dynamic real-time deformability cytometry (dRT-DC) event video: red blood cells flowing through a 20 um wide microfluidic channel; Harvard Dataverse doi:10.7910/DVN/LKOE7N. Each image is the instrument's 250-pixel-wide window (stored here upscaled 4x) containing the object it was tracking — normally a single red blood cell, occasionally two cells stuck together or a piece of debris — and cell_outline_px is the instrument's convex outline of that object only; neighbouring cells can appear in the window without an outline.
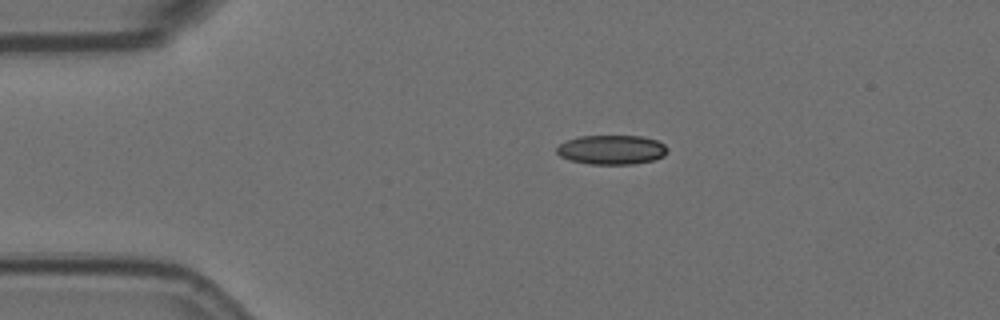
{"species": "Egyptian fruit bat (a non-hibernating species)", "species_latin": "Rousettus aegyptiacus", "temperature_condition": "room temperature", "stored_images_in_passage": 4, "camera_frame_rate_fps": 3000, "um_per_image_px": 0.085, "animal": {"sex": "female"}, "frame": {"image": 1, "passage_image": 3, "time_ms": 0.667, "image_size_px": [1000, 320], "cell_outline_px": [[668, 152], [664, 156], [652, 160], [636, 164], [592, 164], [568, 160], [560, 156], [556, 152], [556, 148], [560, 144], [568, 140], [580, 136], [640, 136], [656, 140], [664, 144], [668, 148]], "centroid_in_image_um": [52.0, 12.73], "position_along_channel_um": 33.0, "area_um2": 18.96}}